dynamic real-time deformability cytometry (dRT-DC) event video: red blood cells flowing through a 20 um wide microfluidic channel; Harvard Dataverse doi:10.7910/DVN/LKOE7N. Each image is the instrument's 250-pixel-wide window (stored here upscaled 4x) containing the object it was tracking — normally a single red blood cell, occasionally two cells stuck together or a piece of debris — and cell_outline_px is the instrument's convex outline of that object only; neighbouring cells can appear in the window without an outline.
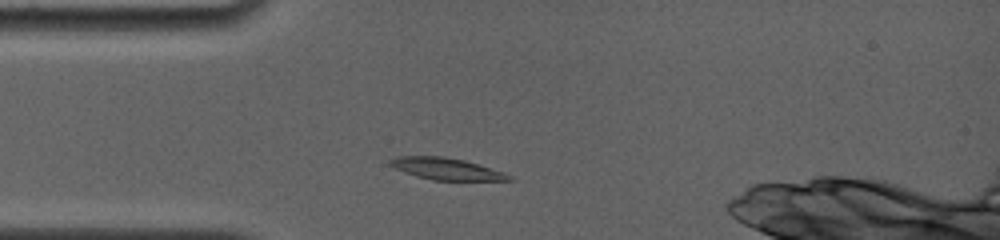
{"species": "common noctule bat (a hibernating species)", "species_latin": "Nyctalus noctula", "temperature_condition": "room temperature", "stored_images_in_passage": 26, "camera_frame_rate_fps": 4000, "um_per_image_px": 0.085, "animal": {"sex": "female", "body_mass_g": 19.0, "forearm_length_mm": 56.7}, "frame": {"image": 1, "passage_image": 2, "time_ms": 0.75, "image_size_px": [1000, 240], "cell_outline_px": [[516, 180], [432, 180], [416, 176], [404, 172], [388, 164], [388, 160], [396, 156], [444, 156], [464, 160], [504, 172], [512, 176]], "centroid_in_image_um": [37.92, 14.34], "position_along_channel_um": 47.1, "area_um2": 15.09}}
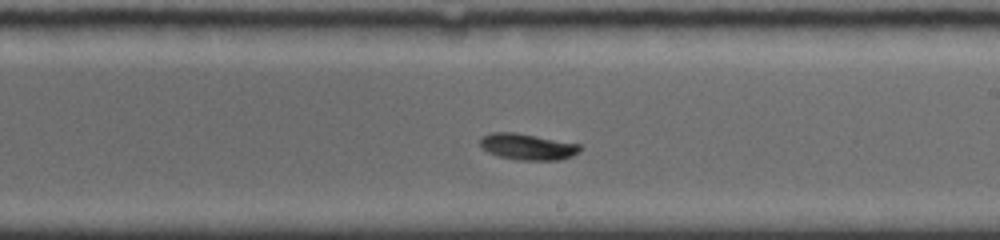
{"frame": {"image": 2, "passage_image": 16, "time_ms": 6.25, "image_size_px": [1000, 240], "cell_outline_px": [[584, 148], [580, 152], [572, 156], [560, 160], [516, 160], [500, 156], [488, 152], [480, 144], [480, 140], [484, 136], [492, 132], [516, 132], [580, 144]], "centroid_in_image_um": [44.91, 12.47], "position_along_channel_um": 244.1, "area_um2": 15.32}}
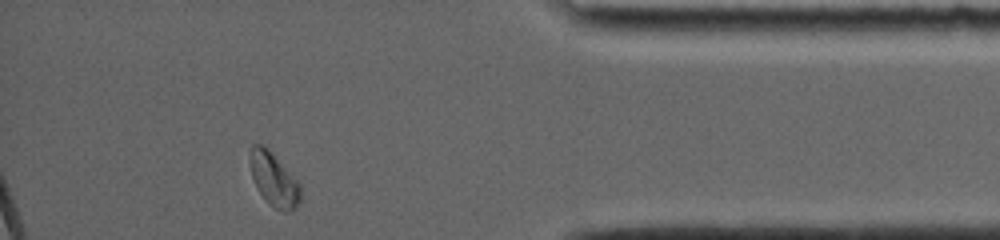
{"frame": {"image": 3, "passage_image": 26, "time_ms": 11.25, "image_size_px": [1000, 240], "cell_outline_px": [[300, 200], [296, 208], [288, 212], [276, 208], [268, 204], [260, 192], [252, 176], [252, 144], [264, 144], [268, 148], [300, 184]], "centroid_in_image_um": [23.32, 15.28], "position_along_channel_um": 411.9, "area_um2": 15.14}, "authors_computed_cell_mechanics": {"area_um2": 15.2592, "velocity_mm_per_s": 3.7592, "shape_relaxation_time_tau1_ms": 3.7487, "shape_relaxation_time_tau2_ms": null, "deformation_change_tau1": 0.1159, "deformation_change_tau2": null}}